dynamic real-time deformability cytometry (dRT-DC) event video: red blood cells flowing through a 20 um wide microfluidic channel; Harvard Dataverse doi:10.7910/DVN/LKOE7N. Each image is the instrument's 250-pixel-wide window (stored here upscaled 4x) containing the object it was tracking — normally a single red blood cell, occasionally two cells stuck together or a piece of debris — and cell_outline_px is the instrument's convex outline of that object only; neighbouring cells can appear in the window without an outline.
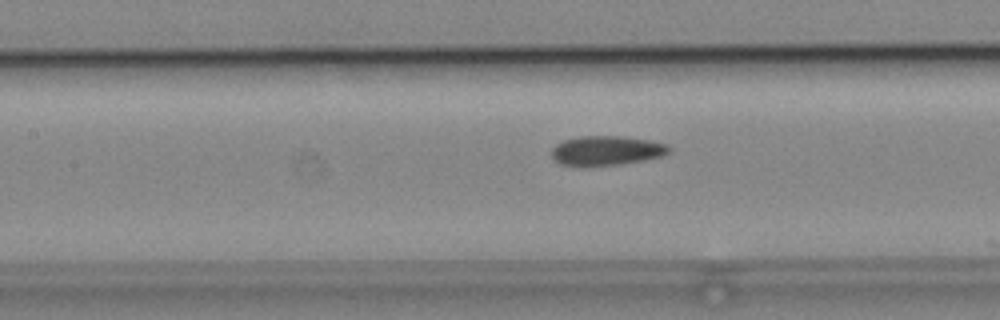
{"species": "common noctule bat (a hibernating species)", "species_latin": "Nyctalus noctula", "temperature_condition": "cold", "stored_images_in_passage": 32, "camera_frame_rate_fps": 3000, "um_per_image_px": 0.085, "animal": {"sex": "male", "body_mass_g": 19.2, "forearm_length_mm": 51.8}, "frame": {"image": 1, "passage_image": 10, "time_ms": 3.0, "image_size_px": [1000, 320], "cell_outline_px": [[672, 148], [668, 152], [660, 156], [644, 160], [620, 164], [588, 168], [584, 168], [560, 164], [552, 156], [552, 148], [556, 144], [564, 140], [580, 136], [620, 136], [648, 140], [668, 144]], "centroid_in_image_um": [51.51, 12.83], "position_along_channel_um": 155.9, "area_um2": 20.52}}
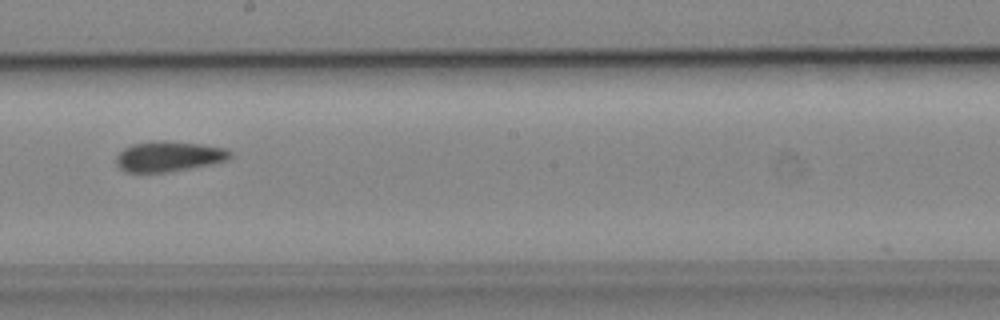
{"frame": {"image": 2, "passage_image": 16, "time_ms": 5.0, "image_size_px": [1000, 320], "cell_outline_px": [[232, 156], [228, 160], [216, 164], [168, 172], [124, 172], [116, 164], [116, 156], [124, 148], [132, 144], [204, 144], [224, 148], [232, 152]], "centroid_in_image_um": [14.4, 13.36], "position_along_channel_um": 233.8, "area_um2": 19.36}}
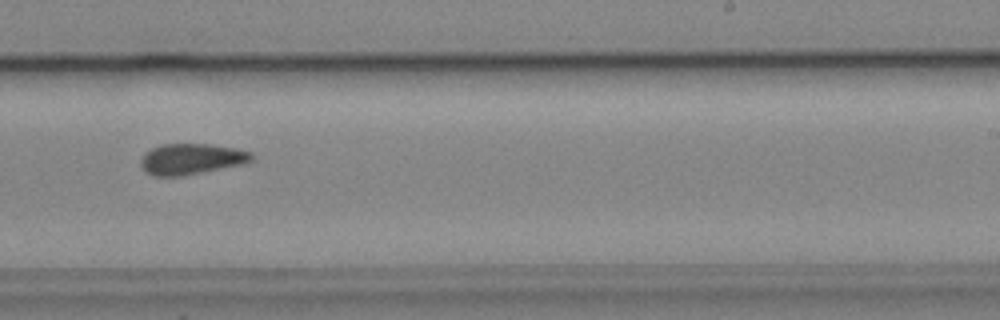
{"frame": {"image": 3, "passage_image": 19, "time_ms": 6.0, "image_size_px": [1000, 320], "cell_outline_px": [[252, 160], [244, 164], [184, 176], [152, 176], [144, 172], [140, 164], [140, 160], [144, 152], [160, 144], [208, 144], [236, 148], [252, 152]], "centroid_in_image_um": [16.23, 13.52], "position_along_channel_um": 272.8, "area_um2": 20.23}}